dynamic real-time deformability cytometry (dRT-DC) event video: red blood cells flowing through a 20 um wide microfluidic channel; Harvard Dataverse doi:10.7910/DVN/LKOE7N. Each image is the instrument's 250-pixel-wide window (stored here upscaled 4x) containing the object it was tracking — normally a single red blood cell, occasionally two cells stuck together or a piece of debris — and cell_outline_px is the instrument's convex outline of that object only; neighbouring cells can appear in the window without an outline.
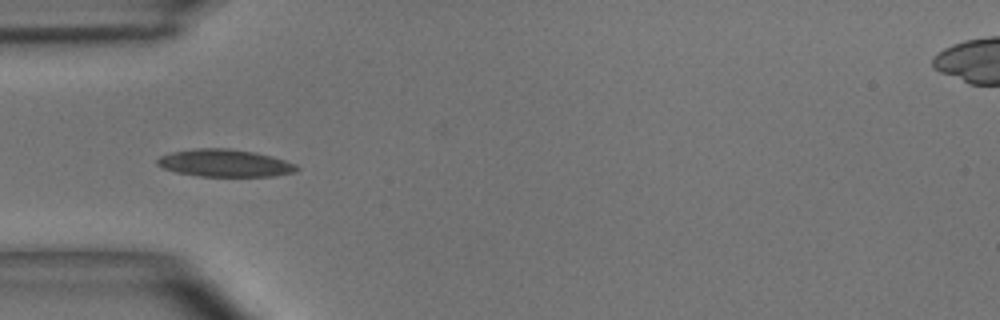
{"species": "common noctule bat (a hibernating species)", "species_latin": "Nyctalus noctula", "temperature_condition": "room temperature", "stored_images_in_passage": 5, "camera_frame_rate_fps": 3000, "um_per_image_px": 0.085, "animal": {"sex": "male", "body_mass_g": 15.6}, "frame": {"image": 1, "passage_image": 4, "time_ms": 1.0, "image_size_px": [1000, 320], "cell_outline_px": [[300, 168], [292, 172], [272, 176], [200, 176], [176, 172], [164, 168], [156, 164], [156, 160], [160, 156], [172, 152], [196, 148], [228, 148], [256, 152], [272, 156], [296, 164]], "centroid_in_image_um": [19.09, 13.85], "position_along_channel_um": 65.9, "area_um2": 22.2}}
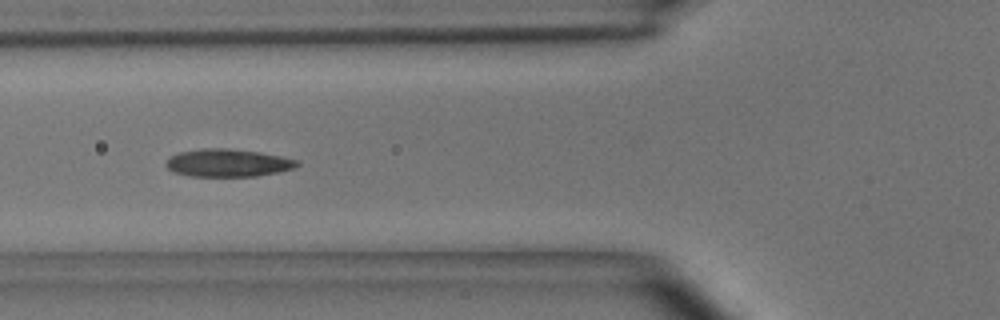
{"frame": {"image": 2, "passage_image": 5, "time_ms": 1.333, "image_size_px": [1000, 320], "cell_outline_px": [[300, 164], [296, 168], [256, 176], [188, 176], [172, 172], [164, 164], [172, 156], [180, 152], [204, 148], [224, 148], [260, 152], [300, 160]], "centroid_in_image_um": [19.39, 13.85], "position_along_channel_um": 106.4, "area_um2": 21.15}}